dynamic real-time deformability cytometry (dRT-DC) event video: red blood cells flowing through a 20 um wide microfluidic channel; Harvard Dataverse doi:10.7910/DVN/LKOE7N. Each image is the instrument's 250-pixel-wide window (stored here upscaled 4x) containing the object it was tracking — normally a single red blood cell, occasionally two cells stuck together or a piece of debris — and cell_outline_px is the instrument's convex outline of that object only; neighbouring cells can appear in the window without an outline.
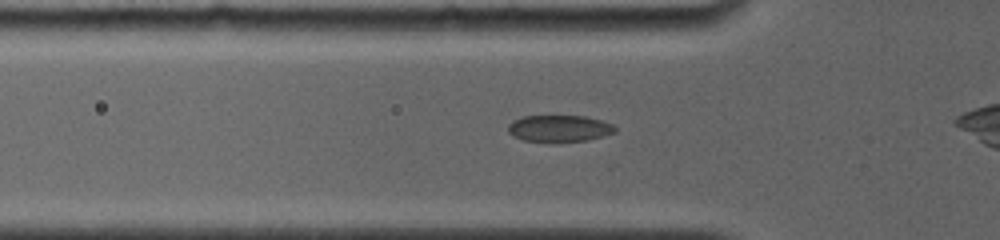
{"species": "common noctule bat (a hibernating species)", "species_latin": "Nyctalus noctula", "temperature_condition": "room temperature", "stored_images_in_passage": 28, "camera_frame_rate_fps": 4000, "um_per_image_px": 0.085, "animal": {"sex": "female", "body_mass_g": 19.0, "forearm_length_mm": 56.7}, "frame": {"image": 1, "passage_image": 6, "time_ms": 2.5, "image_size_px": [1000, 240], "cell_outline_px": [[616, 132], [604, 136], [588, 140], [556, 144], [548, 144], [524, 140], [512, 136], [508, 132], [508, 124], [512, 120], [524, 116], [584, 116], [600, 120], [612, 124], [616, 128]], "centroid_in_image_um": [47.51, 10.96], "position_along_channel_um": 78.3, "area_um2": 17.28}}
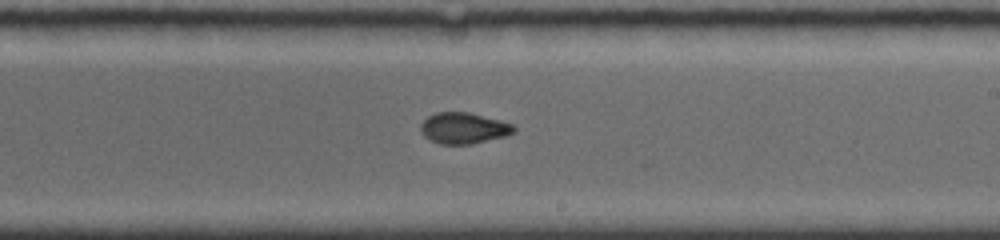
{"frame": {"image": 2, "passage_image": 15, "time_ms": 7.0, "image_size_px": [1000, 240], "cell_outline_px": [[516, 132], [504, 136], [472, 144], [440, 144], [428, 140], [420, 132], [420, 124], [428, 116], [436, 112], [468, 112], [500, 120], [512, 124], [516, 128]], "centroid_in_image_um": [39.38, 10.89], "position_along_channel_um": 249.6, "area_um2": 16.99}}
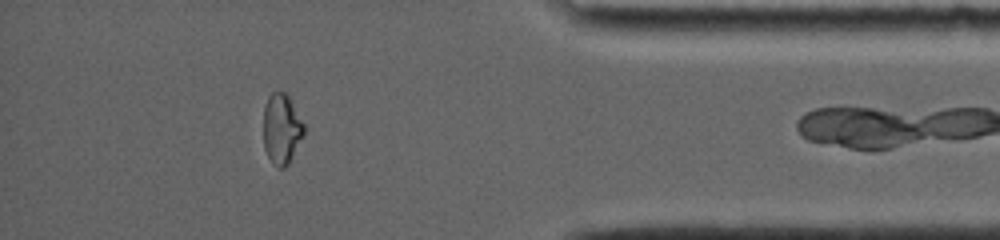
{"frame": {"image": 3, "passage_image": 25, "time_ms": 11.75, "image_size_px": [1000, 240], "cell_outline_px": [[304, 132], [288, 164], [284, 168], [276, 168], [272, 164], [264, 148], [264, 108], [268, 96], [276, 88], [284, 92], [288, 96], [304, 124]], "centroid_in_image_um": [23.91, 10.94], "position_along_channel_um": 411.3, "area_um2": 16.53}}